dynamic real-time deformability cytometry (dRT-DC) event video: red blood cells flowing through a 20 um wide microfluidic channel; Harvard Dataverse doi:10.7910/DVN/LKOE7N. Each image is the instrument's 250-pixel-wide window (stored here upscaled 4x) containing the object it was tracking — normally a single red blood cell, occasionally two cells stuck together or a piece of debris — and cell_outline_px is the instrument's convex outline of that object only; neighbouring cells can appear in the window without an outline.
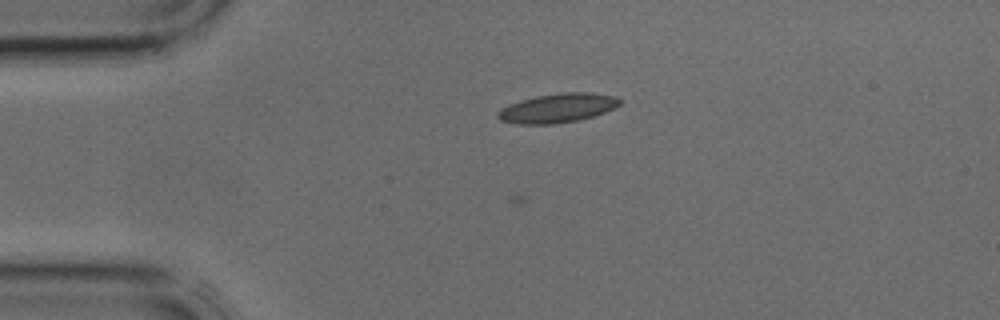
{"species": "common noctule bat (a hibernating species)", "species_latin": "Nyctalus noctula", "temperature_condition": "cold", "stored_images_in_passage": 35, "camera_frame_rate_fps": 3000, "um_per_image_px": 0.085, "animal": {"sex": "male", "body_mass_g": 17.9, "forearm_length_mm": 54.2}, "frame": {"image": 1, "passage_image": 3, "time_ms": 0.667, "image_size_px": [1000, 320], "cell_outline_px": [[624, 100], [620, 104], [604, 112], [592, 116], [576, 120], [552, 124], [516, 124], [500, 120], [496, 116], [496, 112], [520, 100], [536, 96], [564, 92], [592, 92], [616, 96]], "centroid_in_image_um": [47.41, 9.17], "position_along_channel_um": 37.6, "area_um2": 20.58}}
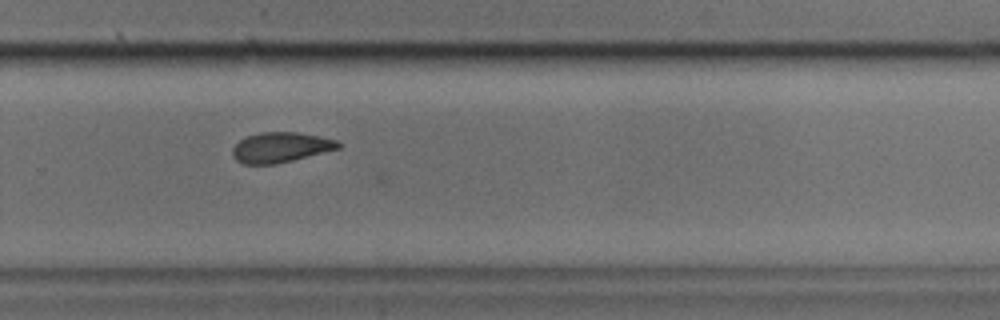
{"frame": {"image": 2, "passage_image": 21, "time_ms": 6.667, "image_size_px": [1000, 320], "cell_outline_px": [[340, 148], [276, 164], [244, 164], [236, 160], [232, 156], [232, 148], [240, 140], [248, 136], [260, 132], [296, 132], [320, 136], [336, 140], [340, 144]], "centroid_in_image_um": [23.83, 12.52], "position_along_channel_um": 306.0, "area_um2": 18.44}}
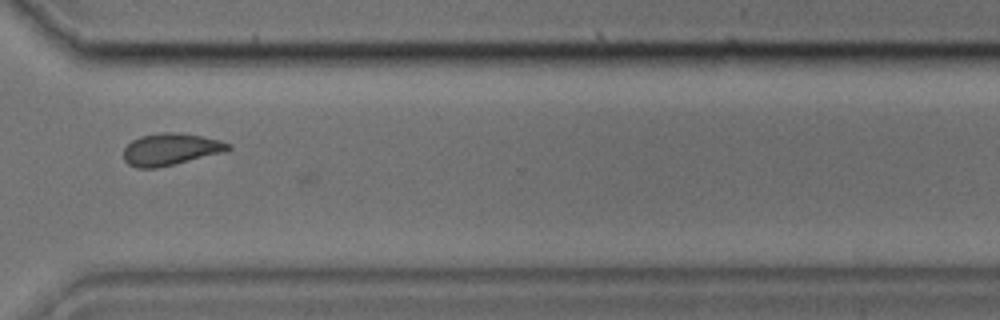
{"frame": {"image": 3, "passage_image": 24, "time_ms": 7.667, "image_size_px": [1000, 320], "cell_outline_px": [[232, 148], [224, 152], [156, 168], [136, 168], [128, 164], [124, 160], [124, 148], [132, 140], [140, 136], [160, 132], [172, 132], [204, 136], [220, 140], [232, 144]], "centroid_in_image_um": [14.5, 12.68], "position_along_channel_um": 356.1, "area_um2": 19.48}}